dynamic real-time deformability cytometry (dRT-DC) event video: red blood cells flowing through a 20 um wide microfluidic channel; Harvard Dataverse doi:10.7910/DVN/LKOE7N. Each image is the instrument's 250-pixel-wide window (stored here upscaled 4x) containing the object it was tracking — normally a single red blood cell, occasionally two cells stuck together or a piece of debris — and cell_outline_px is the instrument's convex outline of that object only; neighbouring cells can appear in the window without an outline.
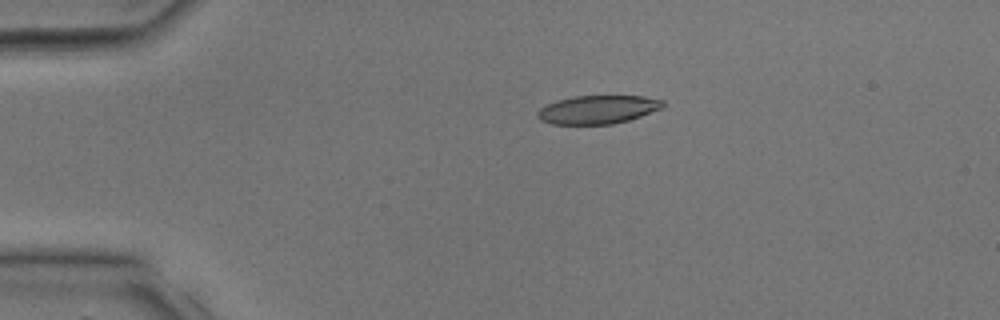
{"species": "common noctule bat (a hibernating species)", "species_latin": "Nyctalus noctula", "temperature_condition": "room temperature", "stored_images_in_passage": 28, "camera_frame_rate_fps": 3000, "um_per_image_px": 0.085, "animal": {"sex": "male", "body_mass_g": 17.9, "forearm_length_mm": 54.2}, "frame": {"image": 1, "passage_image": 1, "time_ms": 0.0, "image_size_px": [1000, 320], "cell_outline_px": [[664, 108], [628, 120], [612, 124], [552, 124], [540, 120], [536, 116], [536, 112], [540, 108], [556, 100], [576, 96], [644, 96], [664, 100]], "centroid_in_image_um": [50.82, 9.31], "position_along_channel_um": 34.2, "area_um2": 20.81}}
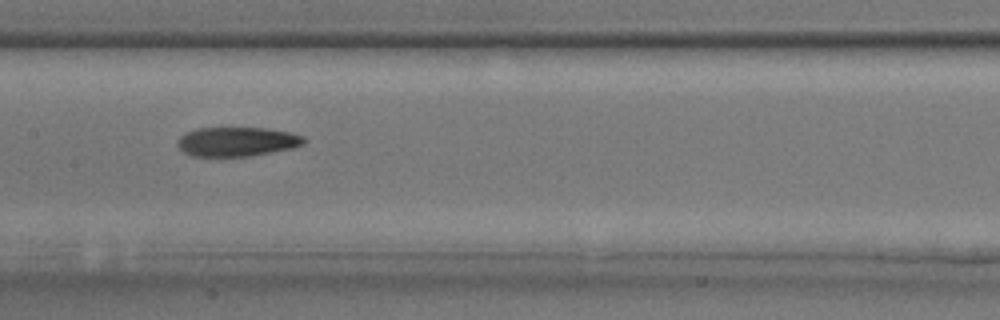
{"frame": {"image": 2, "passage_image": 11, "time_ms": 3.333, "image_size_px": [1000, 320], "cell_outline_px": [[308, 140], [304, 144], [292, 148], [248, 156], [192, 156], [184, 152], [176, 144], [176, 140], [184, 132], [196, 128], [268, 128], [288, 132], [304, 136]], "centroid_in_image_um": [20.12, 12.03], "position_along_channel_um": 187.3, "area_um2": 21.68}}
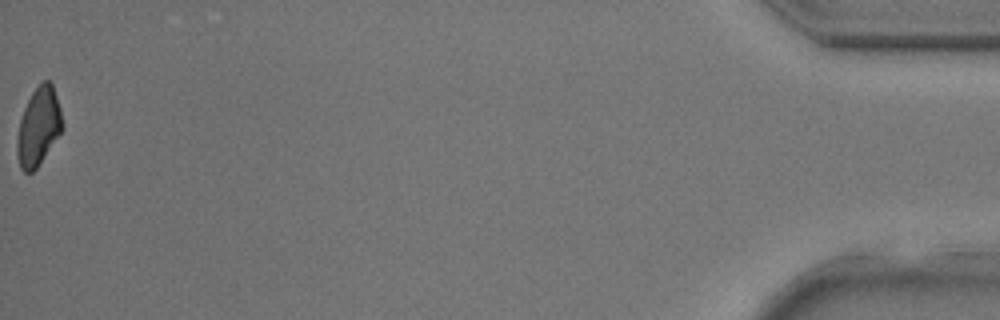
{"frame": {"image": 3, "passage_image": 28, "time_ms": 9.0, "image_size_px": [1000, 320], "cell_outline_px": [[64, 128], [36, 168], [32, 172], [24, 172], [20, 168], [16, 152], [16, 140], [20, 120], [24, 108], [32, 92], [44, 80], [48, 80], [52, 84], [60, 108], [64, 124]], "centroid_in_image_um": [3.27, 10.78], "position_along_channel_um": 431.9, "area_um2": 20.46}}